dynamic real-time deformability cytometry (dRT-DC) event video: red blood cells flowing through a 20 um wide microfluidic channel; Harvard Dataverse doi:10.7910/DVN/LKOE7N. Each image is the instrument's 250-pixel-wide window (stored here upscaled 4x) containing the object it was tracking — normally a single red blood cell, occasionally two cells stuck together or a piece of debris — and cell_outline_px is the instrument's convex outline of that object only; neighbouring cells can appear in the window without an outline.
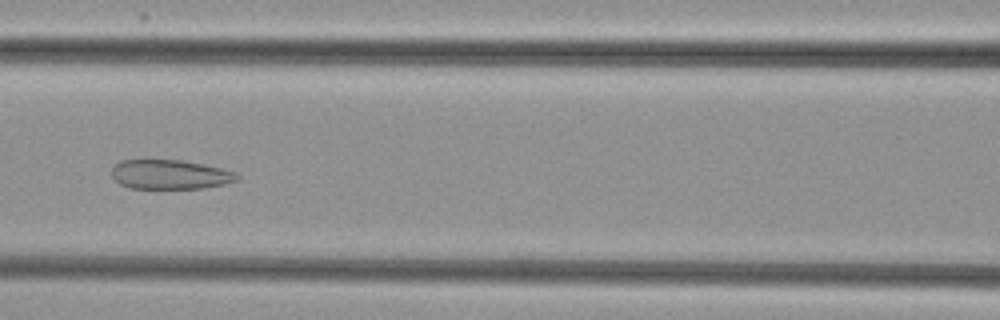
{"species": "common noctule bat (a hibernating species)", "species_latin": "Nyctalus noctula", "temperature_condition": "cold", "stored_images_in_passage": 6, "camera_frame_rate_fps": 3000, "um_per_image_px": 0.085, "animal": {"sex": "female", "body_mass_g": 29.2, "forearm_length_mm": 56.3}, "frame": {"image": 1, "passage_image": 6, "time_ms": 6.667, "image_size_px": [1000, 320], "cell_outline_px": [[240, 180], [224, 184], [204, 188], [128, 188], [120, 184], [112, 176], [112, 168], [120, 160], [144, 156], [180, 160], [204, 164], [236, 172], [240, 176]], "centroid_in_image_um": [14.41, 14.78], "position_along_channel_um": 152.2, "area_um2": 22.37}}